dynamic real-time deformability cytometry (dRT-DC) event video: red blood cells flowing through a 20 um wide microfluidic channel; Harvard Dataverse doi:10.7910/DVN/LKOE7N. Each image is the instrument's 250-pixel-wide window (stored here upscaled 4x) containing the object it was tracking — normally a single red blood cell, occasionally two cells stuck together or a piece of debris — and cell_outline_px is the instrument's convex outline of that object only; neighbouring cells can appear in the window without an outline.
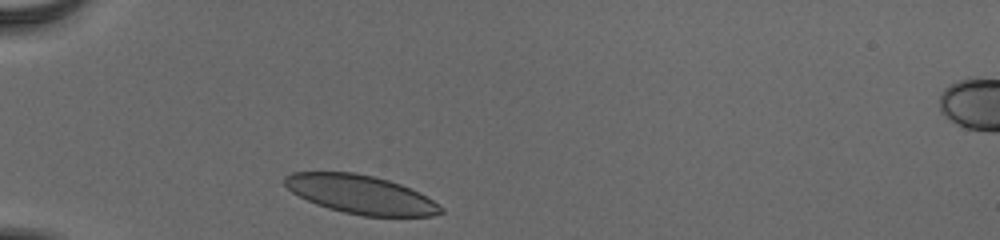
{"species": "human", "species_latin": "Homo sapiens", "temperature_condition": "cold", "stored_images_in_passage": 30, "camera_frame_rate_fps": 3000, "um_per_image_px": 0.085, "donor": {"sex": "male"}, "frame": {"image": 1, "passage_image": 1, "time_ms": 0.0, "image_size_px": [1000, 240], "cell_outline_px": [[444, 212], [432, 216], [364, 216], [344, 212], [328, 208], [316, 204], [292, 192], [284, 184], [284, 176], [292, 172], [352, 172], [372, 176], [388, 180], [400, 184], [420, 192], [444, 208]], "centroid_in_image_um": [30.67, 16.53], "position_along_channel_um": 54.3, "area_um2": 34.97}}
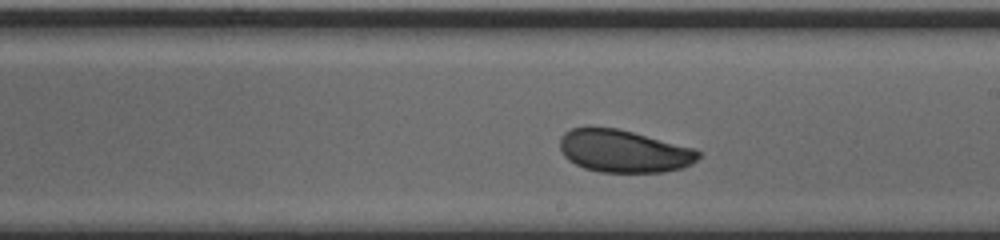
{"frame": {"image": 2, "passage_image": 17, "time_ms": 5.333, "image_size_px": [1000, 240], "cell_outline_px": [[700, 156], [692, 164], [680, 168], [664, 172], [600, 172], [584, 168], [568, 160], [564, 156], [560, 148], [560, 136], [564, 132], [572, 128], [588, 124], [616, 128], [696, 148], [700, 152]], "centroid_in_image_um": [52.98, 12.82], "position_along_channel_um": 236.0, "area_um2": 34.85}}
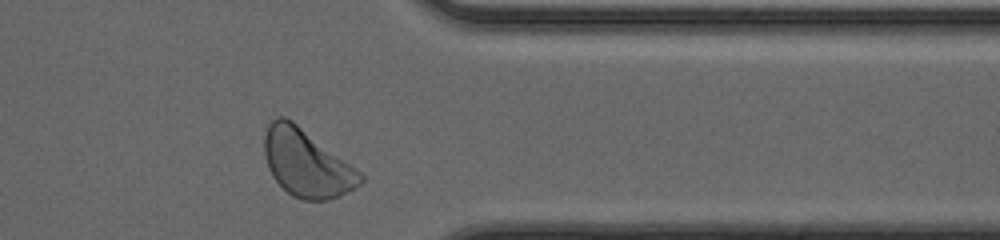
{"frame": {"image": 3, "passage_image": 29, "time_ms": 9.333, "image_size_px": [1000, 240], "cell_outline_px": [[364, 180], [360, 184], [340, 196], [328, 200], [304, 200], [292, 196], [272, 176], [268, 168], [264, 152], [264, 132], [268, 124], [276, 116], [284, 116], [292, 120], [360, 172], [364, 176]], "centroid_in_image_um": [26.02, 13.86], "position_along_channel_um": 385.4, "area_um2": 37.28}, "authors_computed_cell_mechanics": {"area_um2": 35.2002, "velocity_mm_per_s": 3.8344, "shape_relaxation_time_tau1_ms": 3.9981, "shape_relaxation_time_tau2_ms": 5.8808, "deformation_change_tau1": 0.1125, "deformation_change_tau2": 0.1128}}